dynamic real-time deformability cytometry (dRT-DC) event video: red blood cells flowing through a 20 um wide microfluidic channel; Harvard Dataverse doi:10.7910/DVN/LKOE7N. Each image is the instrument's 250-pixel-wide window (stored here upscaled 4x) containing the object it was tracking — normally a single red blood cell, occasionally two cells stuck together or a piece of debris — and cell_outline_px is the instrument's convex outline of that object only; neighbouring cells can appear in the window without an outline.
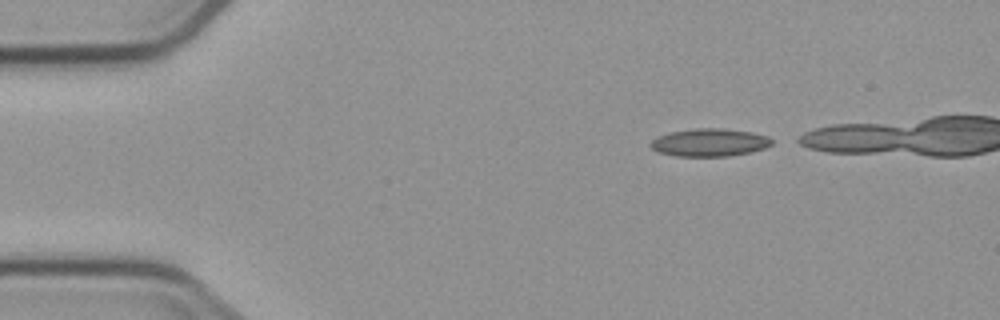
{"species": "common noctule bat (a hibernating species)", "species_latin": "Nyctalus noctula", "temperature_condition": "cold", "stored_images_in_passage": 4, "camera_frame_rate_fps": 3000, "um_per_image_px": 0.085, "animal": {"sex": "male", "body_mass_g": 23.1, "forearm_length_mm": 52.7}, "frame": {"image": 1, "passage_image": 1, "time_ms": 0.0, "image_size_px": [1000, 320], "cell_outline_px": [[772, 144], [764, 148], [748, 152], [728, 156], [676, 156], [656, 152], [648, 144], [656, 136], [672, 132], [696, 128], [724, 128], [752, 132], [768, 136], [772, 140]], "centroid_in_image_um": [60.28, 12.11], "position_along_channel_um": 24.7, "area_um2": 19.65}}